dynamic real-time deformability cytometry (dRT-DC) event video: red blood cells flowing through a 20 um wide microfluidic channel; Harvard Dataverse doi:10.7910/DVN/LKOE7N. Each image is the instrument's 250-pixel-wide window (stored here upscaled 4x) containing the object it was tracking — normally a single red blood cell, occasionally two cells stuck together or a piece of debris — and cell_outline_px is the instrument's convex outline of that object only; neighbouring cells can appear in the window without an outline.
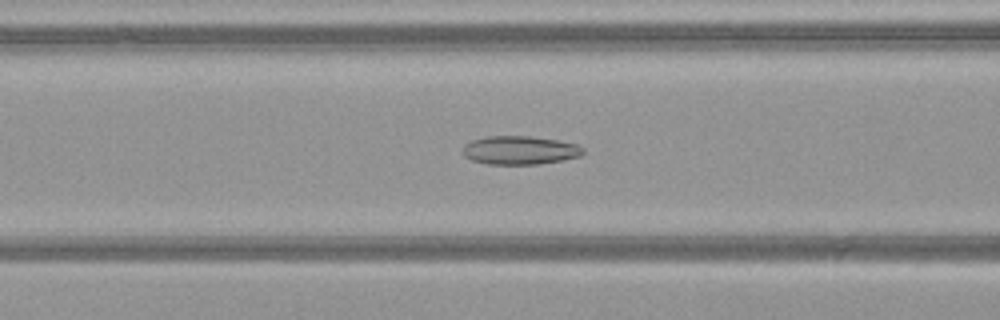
{"species": "common noctule bat (a hibernating species)", "species_latin": "Nyctalus noctula", "temperature_condition": "warm", "stored_images_in_passage": 45, "camera_frame_rate_fps": 3000, "um_per_image_px": 0.085, "animal": {"sex": "female", "body_mass_g": 21.9}, "frame": {"image": 1, "passage_image": 16, "time_ms": 5.0, "image_size_px": [1000, 320], "cell_outline_px": [[584, 152], [580, 156], [564, 160], [540, 164], [488, 164], [472, 160], [464, 156], [460, 152], [464, 144], [472, 140], [488, 136], [528, 136], [556, 140], [576, 144], [584, 148]], "centroid_in_image_um": [44.16, 12.77], "position_along_channel_um": 122.4, "area_um2": 20.11}}
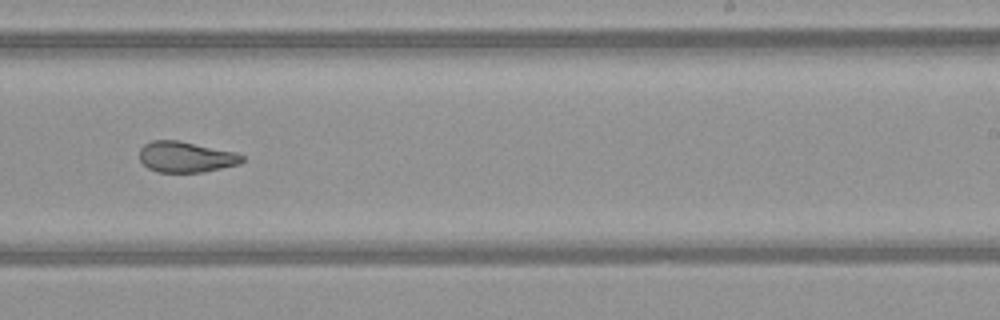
{"frame": {"image": 2, "passage_image": 27, "time_ms": 8.667, "image_size_px": [1000, 320], "cell_outline_px": [[244, 160], [240, 164], [204, 172], [156, 172], [148, 168], [140, 160], [140, 148], [144, 144], [152, 140], [176, 140], [236, 152], [244, 156]], "centroid_in_image_um": [15.8, 13.34], "position_along_channel_um": 273.2, "area_um2": 18.44}}
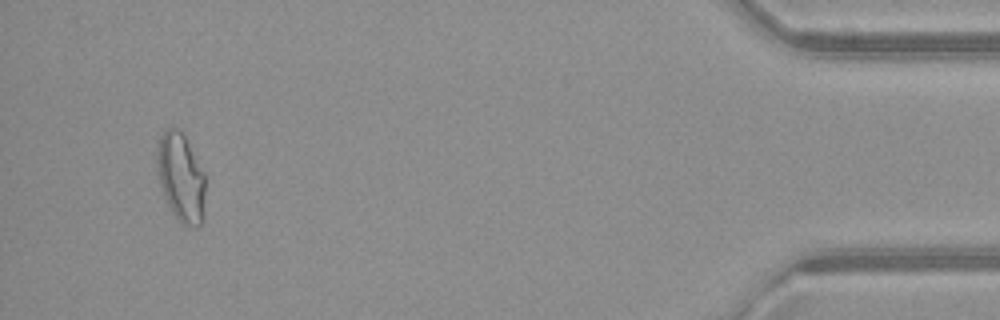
{"frame": {"image": 3, "passage_image": 43, "time_ms": 14.0, "image_size_px": [1000, 320], "cell_outline_px": [[204, 192], [200, 224], [196, 228], [180, 224], [172, 212], [164, 196], [160, 184], [156, 168], [156, 148], [160, 136], [164, 128], [172, 128], [180, 132], [184, 136], [204, 172]], "centroid_in_image_um": [15.33, 15.08], "position_along_channel_um": 419.9, "area_um2": 24.68}, "authors_computed_cell_mechanics": {"area_um2": 20.7502, "velocity_mm_per_s": 4.1102, "shape_relaxation_time_tau1_ms": null, "shape_relaxation_time_tau2_ms": 1.9609, "deformation_change_tau1": null, "deformation_change_tau2": 0.0945}}